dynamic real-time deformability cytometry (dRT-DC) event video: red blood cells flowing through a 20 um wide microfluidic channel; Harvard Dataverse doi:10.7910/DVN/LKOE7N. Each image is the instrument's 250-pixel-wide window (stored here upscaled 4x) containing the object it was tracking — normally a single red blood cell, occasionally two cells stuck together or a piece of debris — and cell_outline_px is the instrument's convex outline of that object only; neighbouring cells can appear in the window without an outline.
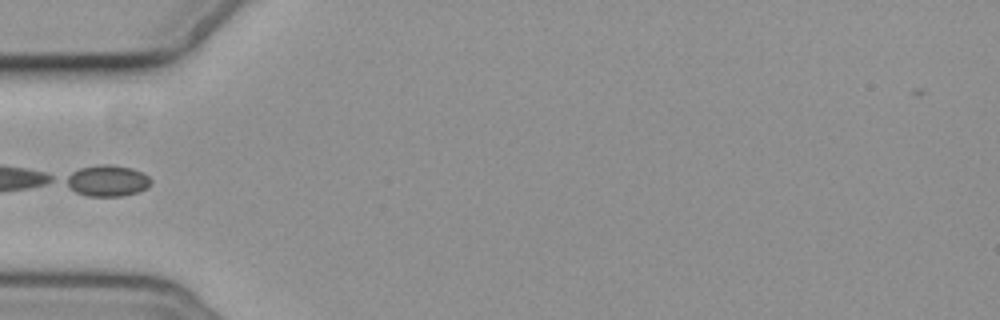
{"species": "common noctule bat (a hibernating species)", "species_latin": "Nyctalus noctula", "temperature_condition": "cold", "stored_images_in_passage": 9, "camera_frame_rate_fps": 3000, "um_per_image_px": 0.085, "animal": {"sex": "female", "body_mass_g": 19.3, "forearm_length_mm": 54.1}, "frame": {"image": 1, "passage_image": 6, "time_ms": 6.667, "image_size_px": [1000, 320], "cell_outline_px": [[152, 184], [148, 188], [136, 192], [120, 196], [88, 196], [76, 192], [60, 180], [64, 176], [80, 168], [100, 164], [108, 164], [132, 168], [148, 176], [152, 180]], "centroid_in_image_um": [9.08, 15.36], "position_along_channel_um": 75.9, "area_um2": 15.61}}
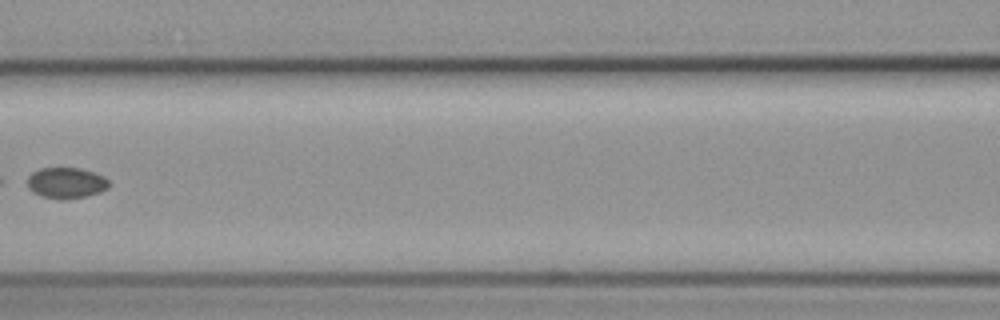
{"frame": {"image": 2, "passage_image": 8, "time_ms": 9.0, "image_size_px": [1000, 320], "cell_outline_px": [[112, 184], [108, 188], [100, 192], [84, 196], [64, 200], [60, 200], [40, 196], [32, 192], [28, 188], [28, 176], [32, 172], [40, 168], [80, 168], [96, 172], [104, 176]], "centroid_in_image_um": [5.64, 15.55], "position_along_channel_um": 161.0, "area_um2": 14.97}}
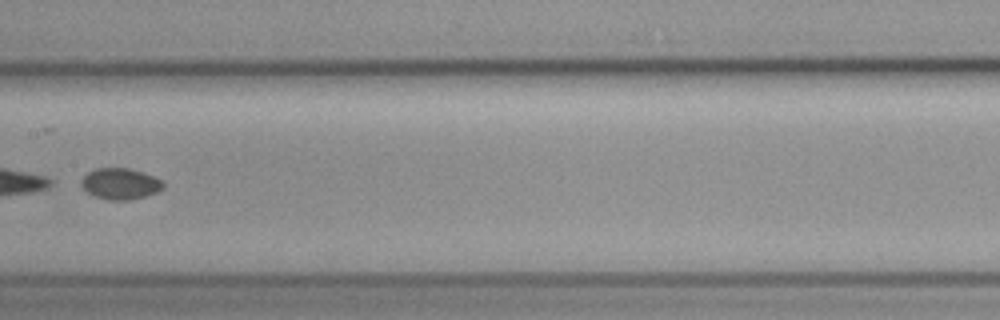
{"frame": {"image": 3, "passage_image": 9, "time_ms": 10.0, "image_size_px": [1000, 320], "cell_outline_px": [[164, 188], [156, 192], [144, 196], [128, 200], [108, 200], [96, 196], [88, 192], [80, 184], [80, 180], [88, 172], [96, 168], [128, 168], [144, 172], [160, 180], [164, 184]], "centroid_in_image_um": [10.21, 15.61], "position_along_channel_um": 197.2, "area_um2": 14.74}}